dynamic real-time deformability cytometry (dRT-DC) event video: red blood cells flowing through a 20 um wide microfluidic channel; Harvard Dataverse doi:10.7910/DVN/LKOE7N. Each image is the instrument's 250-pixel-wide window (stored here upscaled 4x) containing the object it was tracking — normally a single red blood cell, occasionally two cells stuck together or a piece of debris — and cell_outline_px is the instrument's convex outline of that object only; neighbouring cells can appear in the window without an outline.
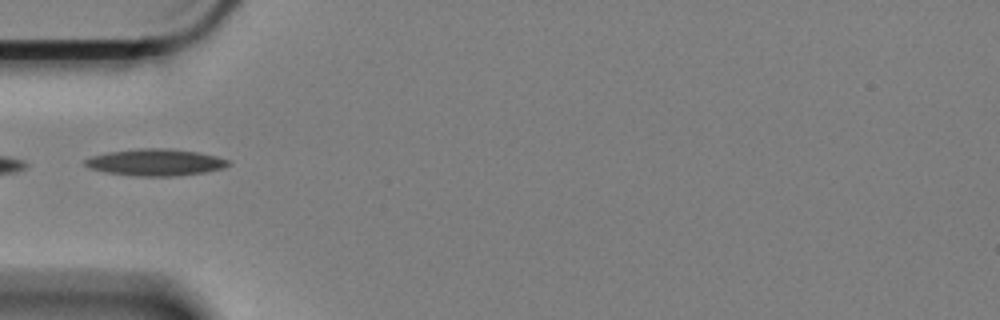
{"species": "Egyptian fruit bat (a non-hibernating species)", "species_latin": "Rousettus aegyptiacus", "temperature_condition": "cold", "stored_images_in_passage": 34, "camera_frame_rate_fps": 3000, "um_per_image_px": 0.085, "animal": {"sex": "female"}, "frame": {"image": 1, "passage_image": 1, "time_ms": 0.0, "image_size_px": [1000, 320], "cell_outline_px": [[232, 164], [224, 168], [204, 172], [176, 176], [136, 176], [104, 172], [92, 168], [84, 164], [84, 160], [92, 156], [108, 152], [140, 148], [164, 148], [196, 152], [216, 156], [228, 160]], "centroid_in_image_um": [13.23, 13.8], "position_along_channel_um": 71.8, "area_um2": 22.2}}
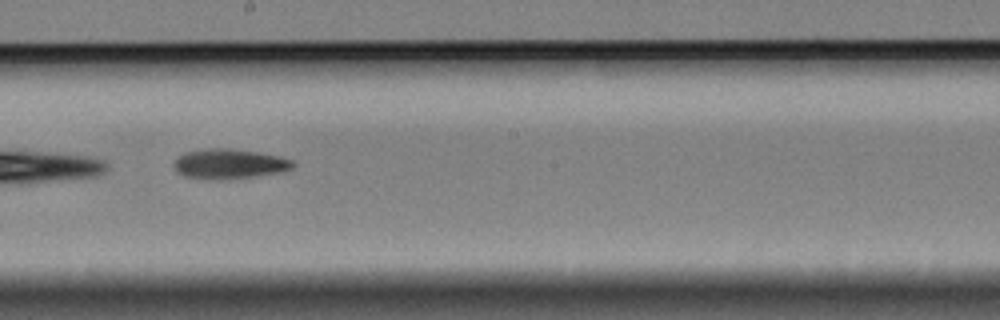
{"frame": {"image": 2, "passage_image": 15, "time_ms": 4.667, "image_size_px": [1000, 320], "cell_outline_px": [[296, 164], [292, 168], [284, 172], [256, 176], [184, 176], [176, 172], [172, 164], [184, 152], [208, 148], [232, 148], [280, 156], [292, 160]], "centroid_in_image_um": [19.55, 13.87], "position_along_channel_um": 228.7, "area_um2": 19.83}}
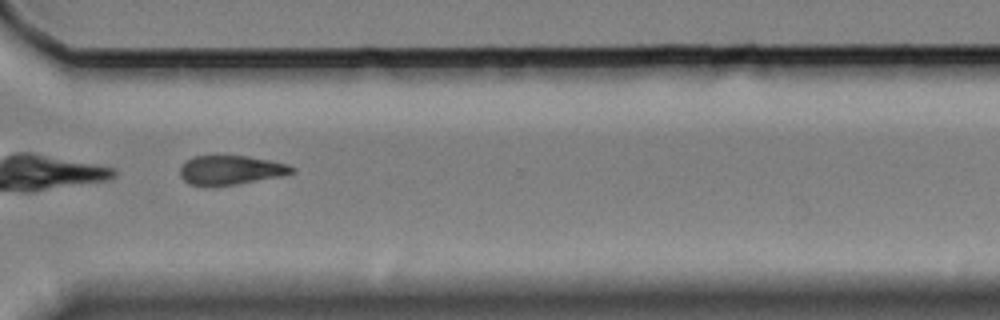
{"frame": {"image": 3, "passage_image": 26, "time_ms": 8.333, "image_size_px": [1000, 320], "cell_outline_px": [[296, 172], [284, 176], [212, 188], [204, 188], [188, 184], [180, 176], [180, 168], [188, 160], [196, 156], [248, 156], [288, 164], [296, 168]], "centroid_in_image_um": [19.62, 14.5], "position_along_channel_um": 351.0, "area_um2": 19.48}}